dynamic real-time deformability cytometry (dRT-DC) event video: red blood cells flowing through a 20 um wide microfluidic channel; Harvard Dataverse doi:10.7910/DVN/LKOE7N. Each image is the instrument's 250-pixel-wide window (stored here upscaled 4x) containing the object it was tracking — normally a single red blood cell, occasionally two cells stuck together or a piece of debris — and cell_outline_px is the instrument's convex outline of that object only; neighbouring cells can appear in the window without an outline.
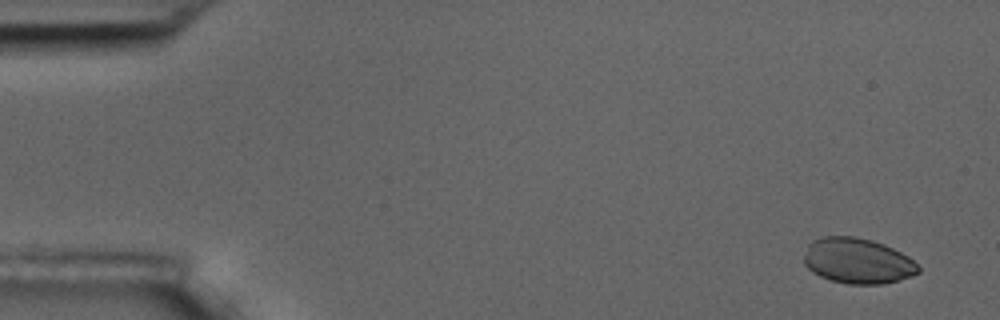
{"species": "common noctule bat (a hibernating species)", "species_latin": "Nyctalus noctula", "temperature_condition": "room temperature", "stored_images_in_passage": 5, "camera_frame_rate_fps": 3000, "um_per_image_px": 0.085, "animal": {"sex": "male", "body_mass_g": 17.5, "forearm_length_mm": 52.3}, "frame": {"image": 1, "passage_image": 1, "time_ms": 0.0, "image_size_px": [1000, 320], "cell_outline_px": [[920, 272], [912, 276], [900, 280], [884, 284], [848, 284], [832, 280], [820, 276], [812, 272], [804, 264], [804, 256], [808, 244], [812, 240], [820, 236], [856, 236], [872, 240], [884, 244], [908, 256], [920, 268]], "centroid_in_image_um": [72.89, 22.17], "position_along_channel_um": 12.1, "area_um2": 30.52}}